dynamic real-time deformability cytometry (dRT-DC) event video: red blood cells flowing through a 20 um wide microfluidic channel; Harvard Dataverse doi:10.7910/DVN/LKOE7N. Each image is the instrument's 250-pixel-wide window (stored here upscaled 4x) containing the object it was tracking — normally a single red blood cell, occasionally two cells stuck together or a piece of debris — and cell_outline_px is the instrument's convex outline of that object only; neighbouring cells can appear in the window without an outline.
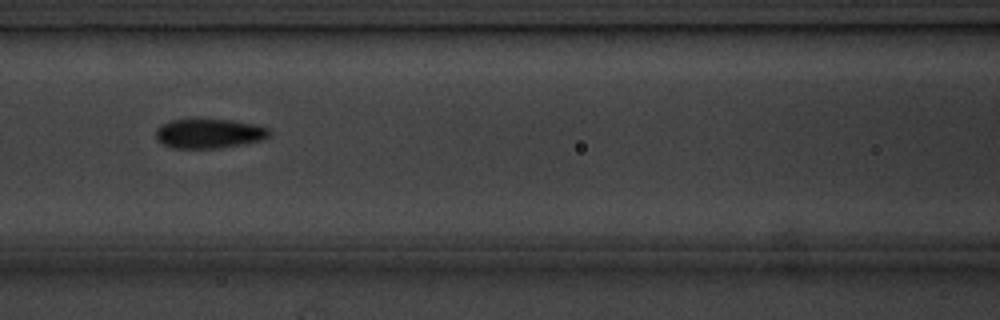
{"species": "common noctule bat (a hibernating species)", "species_latin": "Nyctalus noctula", "temperature_condition": "cold", "stored_images_in_passage": 6, "camera_frame_rate_fps": 3000, "um_per_image_px": 0.085, "animal": {"sex": "male", "body_mass_g": 20.1, "forearm_length_mm": 53.5}, "frame": {"image": 1, "passage_image": 5, "time_ms": 4.667, "image_size_px": [1000, 320], "cell_outline_px": [[268, 136], [260, 140], [220, 148], [172, 148], [156, 140], [156, 128], [160, 124], [172, 120], [188, 116], [200, 116], [232, 120], [256, 124], [268, 128]], "centroid_in_image_um": [17.68, 11.28], "position_along_channel_um": 148.9, "area_um2": 20.29}}